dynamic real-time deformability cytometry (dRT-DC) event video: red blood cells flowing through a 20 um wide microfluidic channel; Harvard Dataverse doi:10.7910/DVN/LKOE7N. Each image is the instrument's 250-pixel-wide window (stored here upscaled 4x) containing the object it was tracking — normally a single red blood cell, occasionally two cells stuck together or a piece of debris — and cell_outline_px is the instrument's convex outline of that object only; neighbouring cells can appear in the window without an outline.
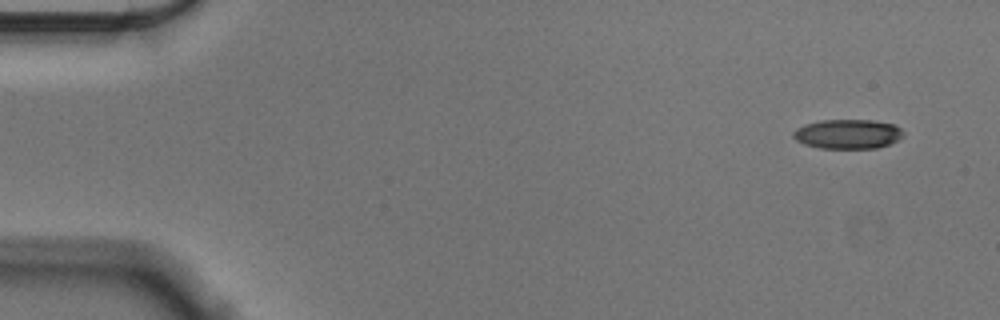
{"species": "Egyptian fruit bat (a non-hibernating species)", "species_latin": "Rousettus aegyptiacus", "temperature_condition": "cold", "stored_images_in_passage": 53, "camera_frame_rate_fps": 3000, "um_per_image_px": 0.085, "animal": {"sex": "male"}, "frame": {"image": 1, "passage_image": 1, "time_ms": 0.0, "image_size_px": [1000, 320], "cell_outline_px": [[904, 136], [888, 144], [876, 148], [820, 148], [804, 144], [796, 140], [792, 136], [792, 132], [796, 128], [804, 124], [820, 120], [872, 120], [892, 124], [900, 128], [904, 132]], "centroid_in_image_um": [72.02, 11.38], "position_along_channel_um": 13.0, "area_um2": 18.9}}
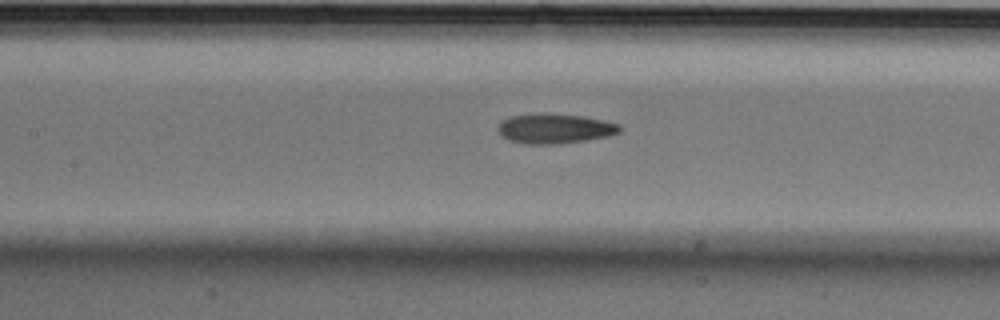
{"frame": {"image": 2, "passage_image": 23, "time_ms": 7.333, "image_size_px": [1000, 320], "cell_outline_px": [[620, 132], [608, 136], [560, 144], [528, 144], [508, 140], [496, 128], [500, 120], [508, 116], [540, 112], [584, 116], [604, 120], [620, 124]], "centroid_in_image_um": [47.12, 10.91], "position_along_channel_um": 160.3, "area_um2": 21.44}}
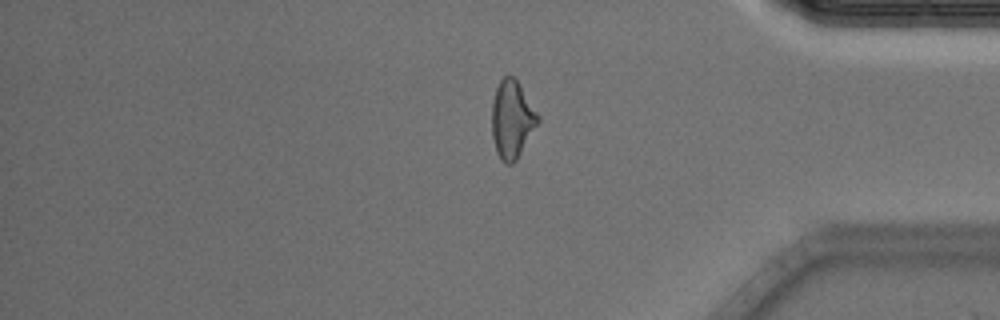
{"frame": {"image": 3, "passage_image": 44, "time_ms": 14.333, "image_size_px": [1000, 320], "cell_outline_px": [[540, 120], [516, 160], [512, 164], [504, 164], [500, 160], [496, 152], [492, 136], [492, 100], [496, 88], [500, 80], [508, 72], [516, 76], [540, 116]], "centroid_in_image_um": [43.52, 10.09], "position_along_channel_um": 391.7, "area_um2": 21.33}, "authors_computed_cell_mechanics": {"area_um2": 20.4034, "velocity_mm_per_s": 3.5953, "shape_relaxation_time_tau1_ms": 6.1829, "shape_relaxation_time_tau2_ms": 3.3297, "deformation_change_tau1": 0.1927, "deformation_change_tau2": 0.1258}}